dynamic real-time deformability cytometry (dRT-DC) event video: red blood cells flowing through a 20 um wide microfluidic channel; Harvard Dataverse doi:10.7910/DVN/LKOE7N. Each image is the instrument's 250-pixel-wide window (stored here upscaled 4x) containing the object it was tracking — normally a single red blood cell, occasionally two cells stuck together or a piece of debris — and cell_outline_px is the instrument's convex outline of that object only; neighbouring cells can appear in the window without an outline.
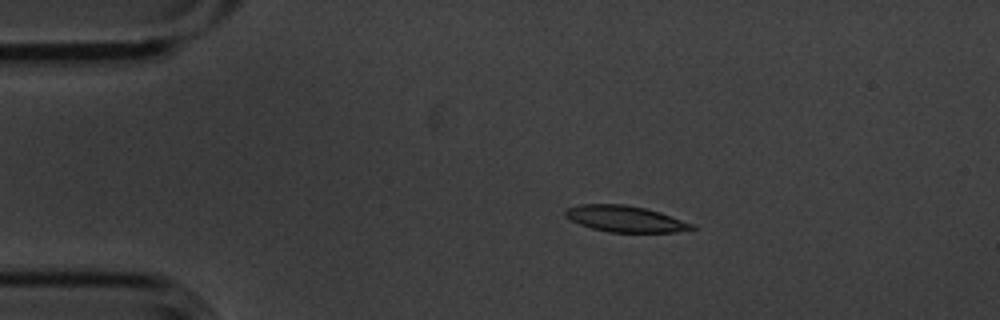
{"species": "common noctule bat (a hibernating species)", "species_latin": "Nyctalus noctula", "temperature_condition": "cold", "stored_images_in_passage": 5, "camera_frame_rate_fps": 3000, "um_per_image_px": 0.085, "animal": {"sex": "male", "body_mass_g": 20.1, "forearm_length_mm": 53.5}, "frame": {"image": 1, "passage_image": 3, "time_ms": 0.667, "image_size_px": [1000, 320], "cell_outline_px": [[696, 228], [676, 232], [608, 232], [592, 228], [580, 224], [564, 216], [564, 208], [580, 204], [624, 204], [644, 208], [660, 212], [696, 224]], "centroid_in_image_um": [53.14, 18.6], "position_along_channel_um": 31.9, "area_um2": 19.42}}
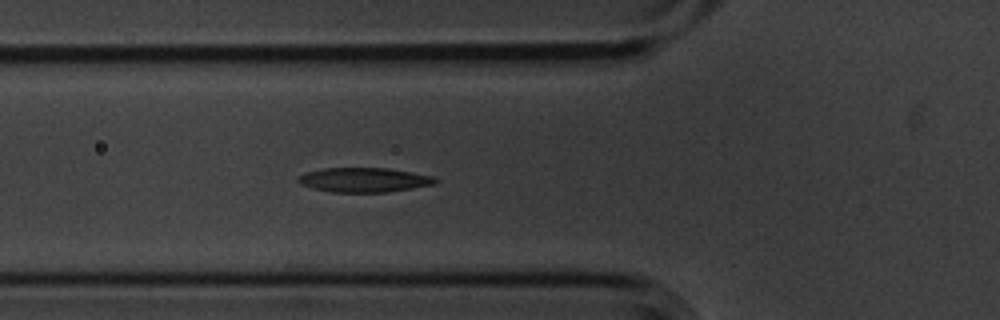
{"frame": {"image": 2, "passage_image": 5, "time_ms": 1.333, "image_size_px": [1000, 320], "cell_outline_px": [[436, 180], [432, 184], [412, 188], [388, 192], [332, 192], [312, 188], [300, 184], [296, 180], [300, 176], [308, 172], [324, 168], [388, 168], [436, 176]], "centroid_in_image_um": [30.94, 15.29], "position_along_channel_um": 94.9, "area_um2": 19.42}}